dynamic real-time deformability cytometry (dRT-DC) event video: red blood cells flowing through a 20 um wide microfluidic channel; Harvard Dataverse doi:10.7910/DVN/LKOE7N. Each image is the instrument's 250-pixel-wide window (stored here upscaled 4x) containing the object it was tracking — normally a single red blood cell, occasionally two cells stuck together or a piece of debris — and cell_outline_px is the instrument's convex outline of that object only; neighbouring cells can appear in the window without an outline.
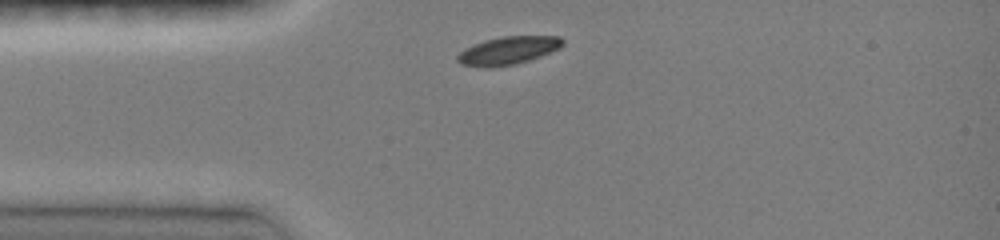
{"species": "common noctule bat (a hibernating species)", "species_latin": "Nyctalus noctula", "temperature_condition": "room temperature", "stored_images_in_passage": 1, "camera_frame_rate_fps": 3000, "um_per_image_px": 0.085, "animal": {"sex": "female", "body_mass_g": 19.0, "forearm_length_mm": 51.5}, "frame": {"image": 1, "passage_image": 1, "time_ms": 0.0, "image_size_px": [1000, 240], "cell_outline_px": [[564, 44], [560, 48], [540, 56], [516, 64], [488, 68], [484, 68], [460, 64], [456, 60], [456, 56], [464, 48], [484, 40], [504, 36], [560, 36], [564, 40]], "centroid_in_image_um": [43.16, 4.3], "position_along_channel_um": 41.8, "area_um2": 17.28}}